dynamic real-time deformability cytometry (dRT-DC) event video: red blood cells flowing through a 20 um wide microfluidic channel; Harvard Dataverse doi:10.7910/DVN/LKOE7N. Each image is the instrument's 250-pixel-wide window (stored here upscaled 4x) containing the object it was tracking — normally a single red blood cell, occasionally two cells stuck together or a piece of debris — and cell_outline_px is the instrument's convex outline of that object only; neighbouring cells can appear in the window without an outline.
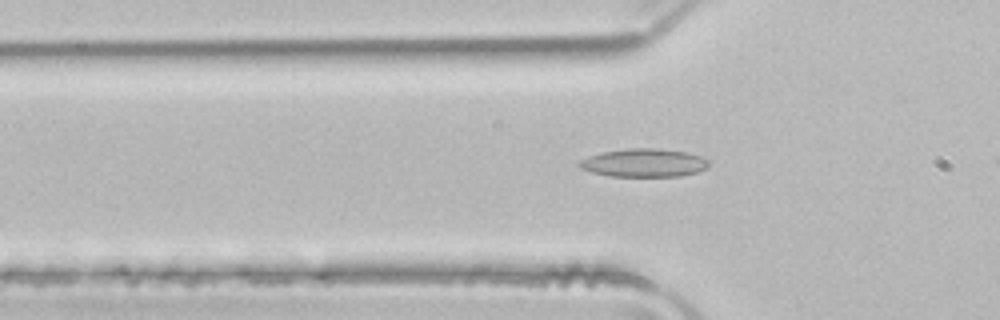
{"species": "common noctule bat (a hibernating species)", "species_latin": "Nyctalus noctula", "temperature_condition": "room temperature", "stored_images_in_passage": 39, "camera_frame_rate_fps": 3000, "um_per_image_px": 0.085, "animal": {"sex": "male", "body_mass_g": 21.5, "forearm_length_mm": 52.0}, "frame": {"image": 1, "passage_image": 14, "time_ms": 4.333, "image_size_px": [1000, 320], "cell_outline_px": [[708, 164], [704, 168], [696, 172], [680, 176], [608, 176], [592, 172], [580, 168], [576, 164], [580, 160], [588, 156], [600, 152], [628, 148], [660, 148], [688, 152], [700, 156], [708, 160]], "centroid_in_image_um": [54.68, 13.83], "position_along_channel_um": 71.1, "area_um2": 21.39}}
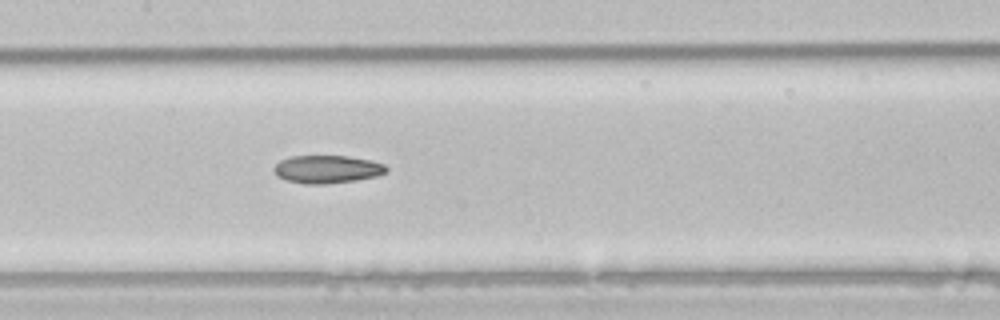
{"frame": {"image": 2, "passage_image": 22, "time_ms": 7.0, "image_size_px": [1000, 320], "cell_outline_px": [[388, 172], [376, 176], [356, 180], [324, 184], [304, 184], [288, 180], [280, 176], [272, 168], [280, 160], [292, 156], [348, 156], [368, 160], [384, 164], [388, 168]], "centroid_in_image_um": [27.83, 14.38], "position_along_channel_um": 179.6, "area_um2": 18.09}}
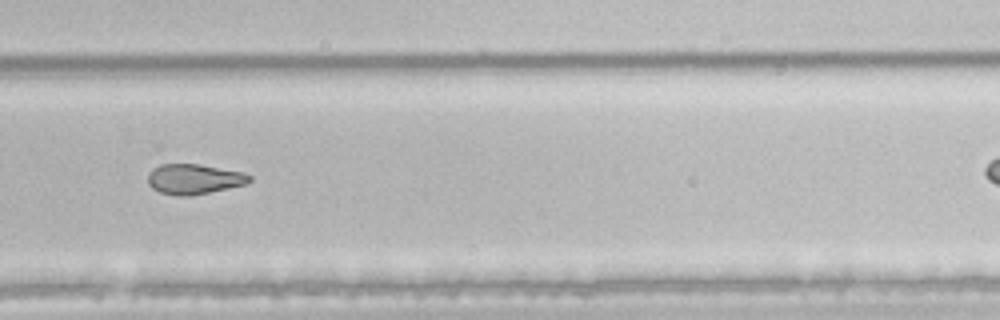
{"frame": {"image": 3, "passage_image": 32, "time_ms": 10.333, "image_size_px": [1000, 320], "cell_outline_px": [[252, 180], [244, 184], [228, 188], [188, 196], [176, 196], [160, 192], [152, 188], [148, 184], [148, 172], [152, 168], [160, 164], [200, 164], [244, 172], [252, 176]], "centroid_in_image_um": [16.47, 15.21], "position_along_channel_um": 313.3, "area_um2": 17.92}}